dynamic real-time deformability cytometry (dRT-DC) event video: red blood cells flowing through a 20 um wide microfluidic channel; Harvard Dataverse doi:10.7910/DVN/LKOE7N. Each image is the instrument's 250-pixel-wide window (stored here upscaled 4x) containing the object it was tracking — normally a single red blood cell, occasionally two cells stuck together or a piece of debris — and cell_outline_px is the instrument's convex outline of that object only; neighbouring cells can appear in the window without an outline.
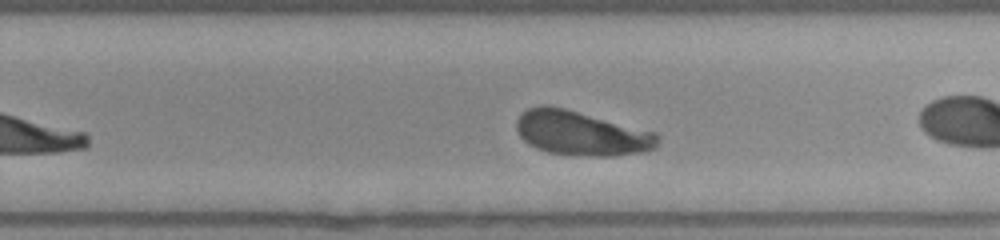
{"species": "human", "species_latin": "Homo sapiens", "temperature_condition": "room temperature", "stored_images_in_passage": 31, "camera_frame_rate_fps": 3000, "um_per_image_px": 0.085, "donor": {"sex": "female"}, "frame": {"image": 1, "passage_image": 22, "time_ms": 7.0, "image_size_px": [1000, 240], "cell_outline_px": [[660, 140], [656, 148], [648, 152], [608, 156], [572, 156], [548, 152], [536, 148], [528, 144], [520, 136], [516, 128], [516, 120], [528, 108], [544, 104], [548, 104], [564, 108], [656, 132], [660, 136]], "centroid_in_image_um": [49.43, 11.34], "position_along_channel_um": 280.4, "area_um2": 36.93}, "authors_computed_cell_mechanics": {"area_um2": 36.8186, "velocity_mm_per_s": 3.8461, "shape_relaxation_time_tau1_ms": 3.0929, "shape_relaxation_time_tau2_ms": 0.9572, "deformation_change_tau1": 0.1382, "deformation_change_tau2": 0.0811}}